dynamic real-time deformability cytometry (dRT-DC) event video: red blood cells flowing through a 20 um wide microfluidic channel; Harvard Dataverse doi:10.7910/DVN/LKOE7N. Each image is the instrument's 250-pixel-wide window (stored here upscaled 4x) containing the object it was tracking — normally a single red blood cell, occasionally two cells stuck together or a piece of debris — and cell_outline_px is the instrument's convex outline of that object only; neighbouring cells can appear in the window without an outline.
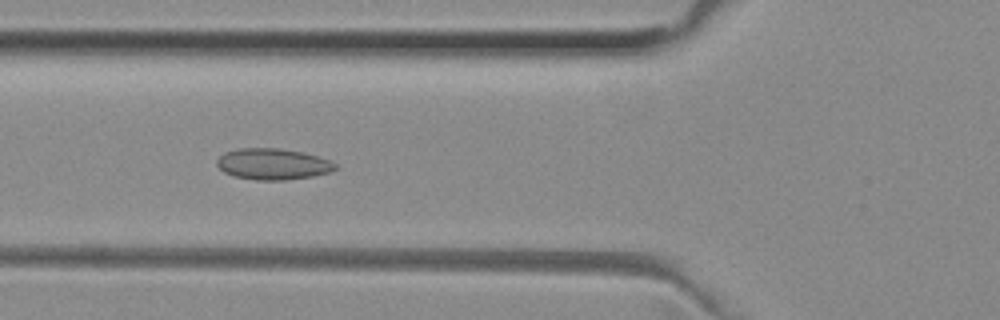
{"species": "common noctule bat (a hibernating species)", "species_latin": "Nyctalus noctula", "temperature_condition": "room temperature", "stored_images_in_passage": 52, "camera_frame_rate_fps": 3000, "um_per_image_px": 0.085, "animal": {"sex": "female", "body_mass_g": 29.2, "forearm_length_mm": 56.3}, "frame": {"image": 1, "passage_image": 19, "time_ms": 6.0, "image_size_px": [1000, 320], "cell_outline_px": [[340, 168], [328, 172], [312, 176], [284, 180], [256, 180], [232, 176], [224, 172], [216, 164], [216, 160], [224, 152], [236, 148], [280, 148], [300, 152], [316, 156], [328, 160], [336, 164]], "centroid_in_image_um": [23.15, 13.94], "position_along_channel_um": 102.6, "area_um2": 21.5}}
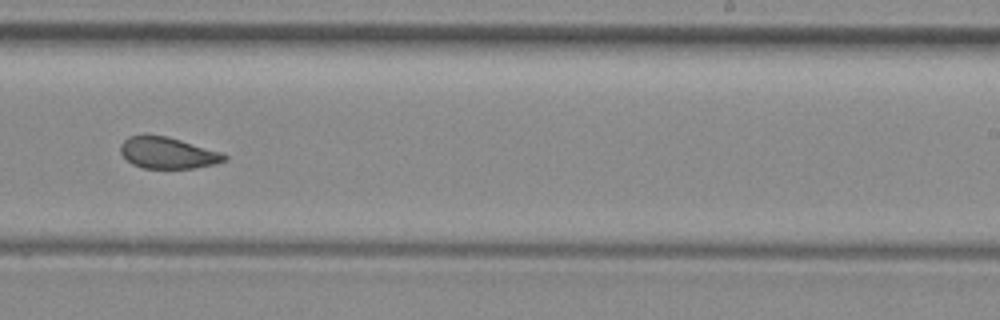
{"frame": {"image": 2, "passage_image": 32, "time_ms": 10.333, "image_size_px": [1000, 320], "cell_outline_px": [[228, 160], [216, 164], [196, 168], [144, 168], [132, 164], [120, 152], [120, 144], [128, 136], [144, 132], [168, 136], [224, 152], [228, 156]], "centroid_in_image_um": [14.28, 12.96], "position_along_channel_um": 274.7, "area_um2": 19.71}}
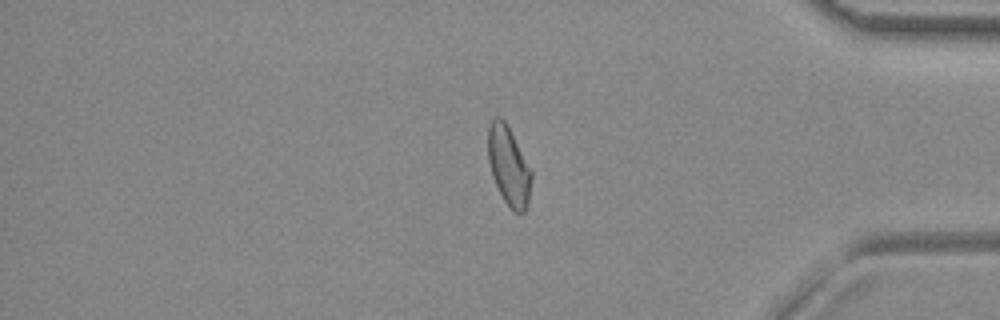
{"frame": {"image": 3, "passage_image": 43, "time_ms": 14.0, "image_size_px": [1000, 320], "cell_outline_px": [[532, 176], [528, 204], [524, 212], [512, 212], [504, 200], [492, 176], [488, 160], [488, 128], [492, 120], [496, 116], [500, 116], [508, 124], [532, 172]], "centroid_in_image_um": [43.24, 14.09], "position_along_channel_um": 392.0, "area_um2": 20.0}, "authors_computed_cell_mechanics": {"area_um2": 20.6635, "velocity_mm_per_s": 3.9711, "shape_relaxation_time_tau1_ms": null, "shape_relaxation_time_tau2_ms": 1.4769, "deformation_change_tau1": null, "deformation_change_tau2": 0.0768}}